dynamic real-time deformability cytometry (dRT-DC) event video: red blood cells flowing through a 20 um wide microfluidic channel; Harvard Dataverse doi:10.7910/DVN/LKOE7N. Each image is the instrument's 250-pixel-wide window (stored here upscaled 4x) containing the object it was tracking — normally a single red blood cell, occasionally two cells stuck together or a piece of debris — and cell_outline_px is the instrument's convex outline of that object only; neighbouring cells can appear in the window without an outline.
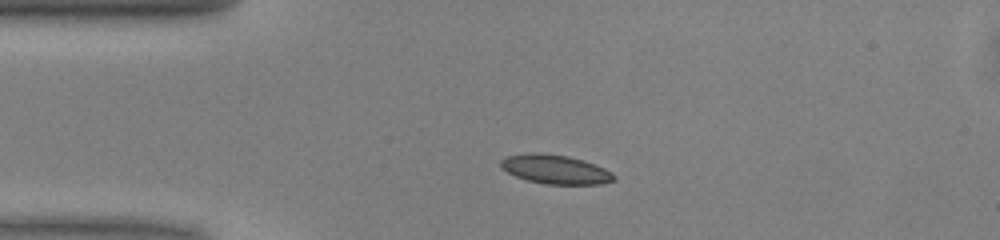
{"species": "common noctule bat (a hibernating species)", "species_latin": "Nyctalus noctula", "temperature_condition": "warm", "stored_images_in_passage": 40, "camera_frame_rate_fps": 3000, "um_per_image_px": 0.085, "animal": {"sex": "male", "body_mass_g": 13.0, "forearm_length_mm": 53.1}, "frame": {"image": 1, "passage_image": 1, "time_ms": 0.0, "image_size_px": [1000, 240], "cell_outline_px": [[616, 180], [600, 184], [544, 184], [528, 180], [516, 176], [500, 168], [500, 160], [508, 156], [524, 152], [540, 152], [568, 156], [584, 160], [604, 168], [612, 172], [616, 176]], "centroid_in_image_um": [47.2, 14.38], "position_along_channel_um": 37.8, "area_um2": 19.36}}
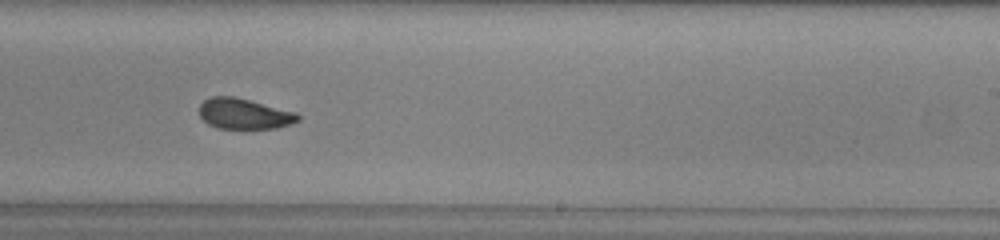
{"frame": {"image": 2, "passage_image": 20, "time_ms": 6.333, "image_size_px": [1000, 240], "cell_outline_px": [[300, 120], [276, 128], [216, 128], [208, 124], [200, 116], [200, 104], [204, 100], [212, 96], [232, 96], [296, 112], [300, 116]], "centroid_in_image_um": [20.73, 9.67], "position_along_channel_um": 268.3, "area_um2": 17.34}}
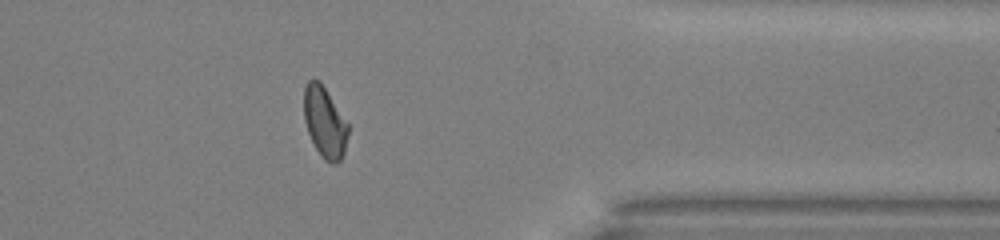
{"frame": {"image": 3, "passage_image": 30, "time_ms": 9.667, "image_size_px": [1000, 240], "cell_outline_px": [[348, 132], [344, 152], [340, 160], [332, 164], [324, 160], [320, 156], [308, 132], [304, 120], [304, 88], [308, 80], [320, 80], [348, 124]], "centroid_in_image_um": [27.59, 10.39], "position_along_channel_um": 383.8, "area_um2": 18.03}, "authors_computed_cell_mechanics": {"area_um2": 18.5538, "velocity_mm_per_s": 4.0446, "shape_relaxation_time_tau1_ms": 2.3398, "shape_relaxation_time_tau2_ms": 1.2746, "deformation_change_tau1": 0.1151, "deformation_change_tau2": 0.0627}}